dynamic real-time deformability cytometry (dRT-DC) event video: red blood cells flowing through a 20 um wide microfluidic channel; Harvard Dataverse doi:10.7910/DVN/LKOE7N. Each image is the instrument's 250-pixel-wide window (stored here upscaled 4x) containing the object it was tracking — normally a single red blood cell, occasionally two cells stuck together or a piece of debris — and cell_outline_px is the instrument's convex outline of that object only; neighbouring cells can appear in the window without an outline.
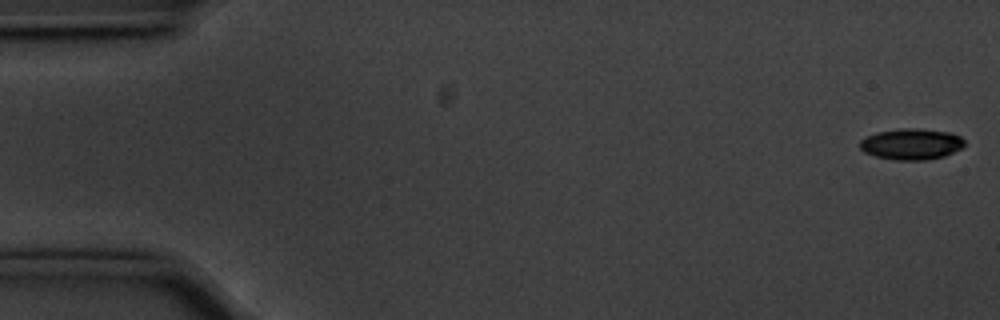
{"species": "common noctule bat (a hibernating species)", "species_latin": "Nyctalus noctula", "temperature_condition": "cold", "stored_images_in_passage": 56, "camera_frame_rate_fps": 3000, "um_per_image_px": 0.085, "animal": {"sex": "male", "body_mass_g": 20.1, "forearm_length_mm": 53.5}, "frame": {"image": 1, "passage_image": 1, "time_ms": 0.0, "image_size_px": [1000, 320], "cell_outline_px": [[964, 144], [960, 148], [944, 156], [924, 160], [896, 160], [876, 156], [864, 152], [860, 148], [860, 140], [864, 136], [876, 132], [900, 128], [920, 128], [948, 132], [960, 136], [964, 140]], "centroid_in_image_um": [77.42, 12.23], "position_along_channel_um": 7.6, "area_um2": 18.96}}
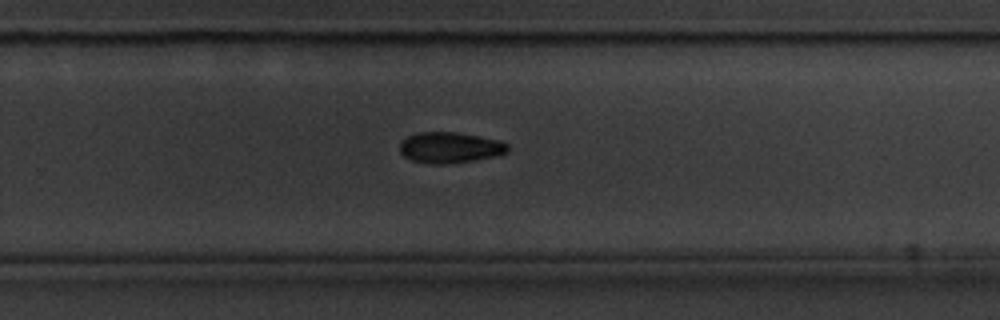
{"frame": {"image": 2, "passage_image": 36, "time_ms": 11.667, "image_size_px": [1000, 320], "cell_outline_px": [[508, 152], [492, 156], [472, 160], [436, 164], [412, 160], [404, 156], [400, 152], [400, 144], [408, 136], [416, 132], [456, 132], [480, 136], [500, 140], [508, 144]], "centroid_in_image_um": [38.24, 12.52], "position_along_channel_um": 291.6, "area_um2": 19.07}}
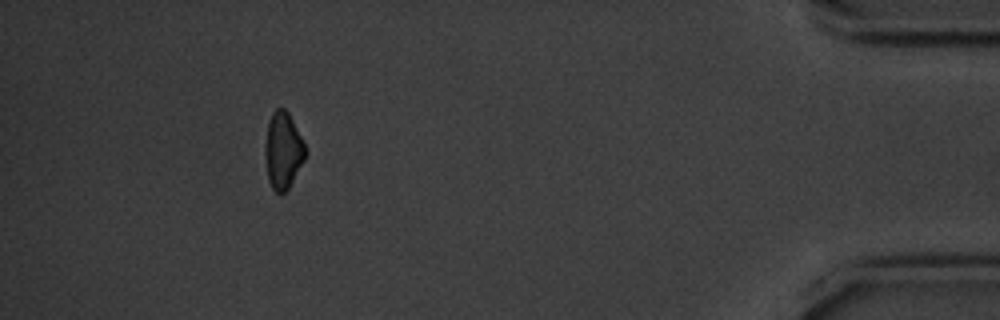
{"frame": {"image": 3, "passage_image": 51, "time_ms": 16.667, "image_size_px": [1000, 320], "cell_outline_px": [[308, 152], [304, 160], [288, 188], [284, 192], [276, 192], [272, 188], [268, 180], [264, 156], [264, 144], [268, 120], [272, 112], [276, 108], [284, 108], [288, 112], [304, 140]], "centroid_in_image_um": [24.05, 12.75], "position_along_channel_um": 411.2, "area_um2": 18.32}, "authors_computed_cell_mechanics": {"area_um2": 19.2763, "velocity_mm_per_s": 3.573, "shape_relaxation_time_tau1_ms": 2.6666, "shape_relaxation_time_tau2_ms": null, "deformation_change_tau1": 0.1207, "deformation_change_tau2": null}}